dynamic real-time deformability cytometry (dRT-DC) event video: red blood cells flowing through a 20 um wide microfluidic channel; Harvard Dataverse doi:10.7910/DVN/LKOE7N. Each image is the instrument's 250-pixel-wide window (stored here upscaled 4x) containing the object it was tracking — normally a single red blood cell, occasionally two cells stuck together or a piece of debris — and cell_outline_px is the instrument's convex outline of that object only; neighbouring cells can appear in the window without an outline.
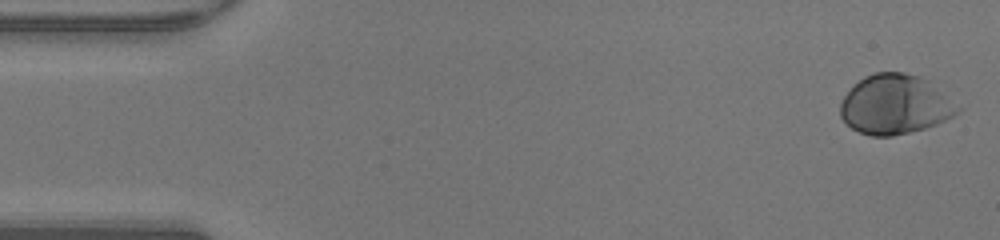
{"species": "human", "species_latin": "Homo sapiens", "temperature_condition": "warm", "stored_images_in_passage": 48, "camera_frame_rate_fps": 3000, "um_per_image_px": 0.085, "donor": {"sex": "male"}, "frame": {"image": 1, "passage_image": 1, "time_ms": 0.0, "image_size_px": [1000, 240], "cell_outline_px": [[964, 108], [960, 112], [936, 124], [924, 128], [892, 136], [872, 136], [860, 132], [852, 128], [840, 116], [840, 104], [844, 96], [852, 84], [864, 76], [876, 72], [904, 72], [920, 76], [928, 80]], "centroid_in_image_um": [76.09, 8.86], "position_along_channel_um": 8.9, "area_um2": 40.92}}
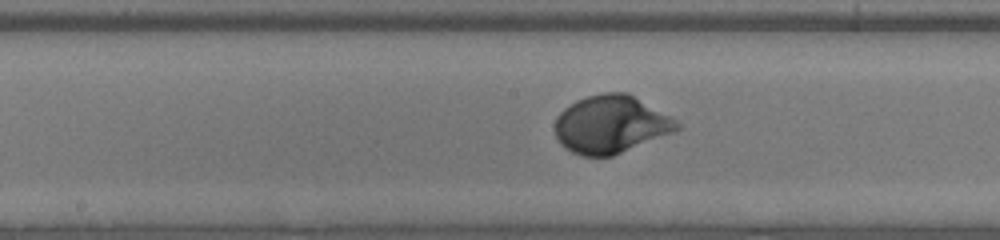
{"frame": {"image": 2, "passage_image": 24, "time_ms": 7.667, "image_size_px": [1000, 240], "cell_outline_px": [[684, 124], [676, 132], [612, 156], [584, 156], [572, 152], [560, 144], [556, 136], [556, 116], [564, 108], [576, 100], [588, 96], [604, 92], [628, 92]], "centroid_in_image_um": [51.96, 10.57], "position_along_channel_um": 196.2, "area_um2": 41.27}}
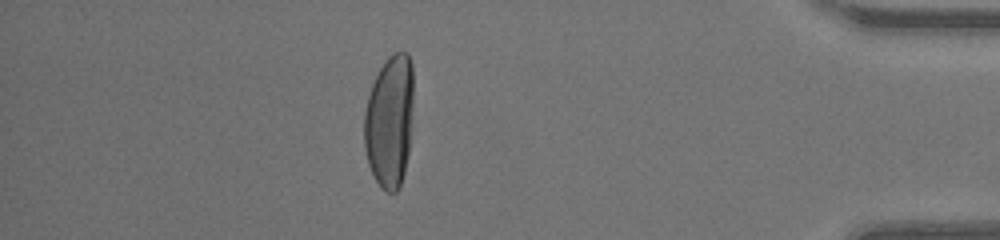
{"frame": {"image": 3, "passage_image": 42, "time_ms": 13.667, "image_size_px": [1000, 240], "cell_outline_px": [[412, 108], [408, 152], [404, 172], [400, 188], [396, 192], [384, 192], [380, 188], [368, 164], [364, 148], [364, 112], [368, 96], [372, 84], [380, 68], [388, 56], [396, 52], [408, 52], [412, 64]], "centroid_in_image_um": [33.1, 10.32], "position_along_channel_um": 402.1, "area_um2": 38.15}, "authors_computed_cell_mechanics": {"area_um2": 39.9976, "velocity_mm_per_s": 4.2249, "shape_relaxation_time_tau1_ms": 2.2628, "shape_relaxation_time_tau2_ms": null, "deformation_change_tau1": 0.1701, "deformation_change_tau2": null}}